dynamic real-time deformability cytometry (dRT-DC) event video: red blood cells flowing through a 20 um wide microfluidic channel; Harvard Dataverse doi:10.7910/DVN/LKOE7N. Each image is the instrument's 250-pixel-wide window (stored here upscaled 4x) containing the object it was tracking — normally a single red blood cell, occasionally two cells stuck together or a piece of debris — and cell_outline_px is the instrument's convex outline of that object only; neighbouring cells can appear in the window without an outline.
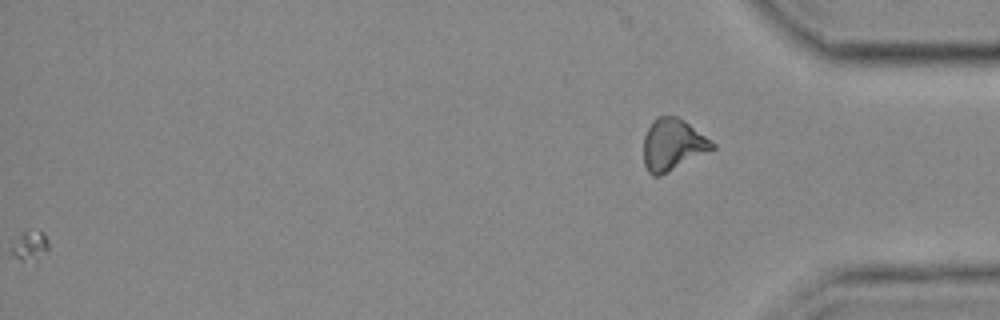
{"species": "common noctule bat (a hibernating species)", "species_latin": "Nyctalus noctula", "temperature_condition": "cold", "stored_images_in_passage": 45, "camera_frame_rate_fps": 3000, "um_per_image_px": 0.085, "animal": {"sex": "female", "body_mass_g": 25.1}, "frame": {"image": 1, "passage_image": 45, "time_ms": 14.667, "image_size_px": [1000, 320], "cell_outline_px": [[716, 148], [660, 176], [652, 176], [648, 172], [644, 164], [644, 136], [652, 120], [656, 116], [676, 116], [684, 120], [716, 144]], "centroid_in_image_um": [57.17, 12.3], "position_along_channel_um": 378.0, "area_um2": 20.69}}